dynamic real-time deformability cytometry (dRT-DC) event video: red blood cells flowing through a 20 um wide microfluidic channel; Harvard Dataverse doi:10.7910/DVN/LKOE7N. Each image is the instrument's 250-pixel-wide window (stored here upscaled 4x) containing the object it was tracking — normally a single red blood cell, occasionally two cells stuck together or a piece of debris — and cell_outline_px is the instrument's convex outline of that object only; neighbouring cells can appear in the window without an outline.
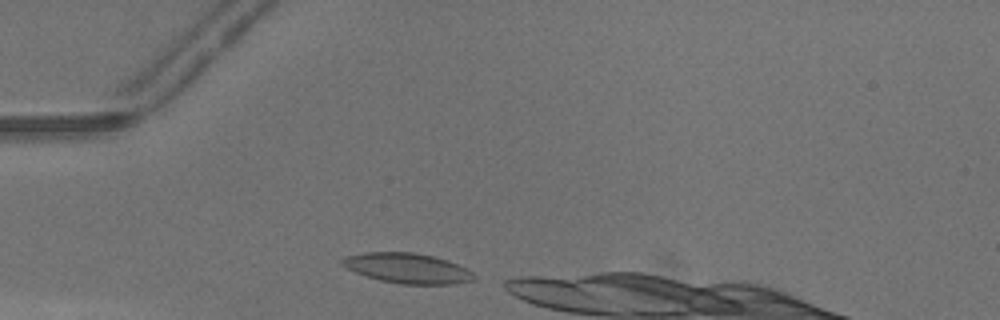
{"species": "common noctule bat (a hibernating species)", "species_latin": "Nyctalus noctula", "temperature_condition": "warm", "stored_images_in_passage": 8, "camera_frame_rate_fps": 3000, "um_per_image_px": 0.085, "animal": {"sex": "male", "body_mass_g": 13.3}, "frame": {"image": 1, "passage_image": 1, "time_ms": 0.0, "image_size_px": [1000, 320], "cell_outline_px": [[476, 276], [472, 280], [456, 284], [400, 284], [380, 280], [356, 272], [340, 264], [340, 260], [344, 256], [368, 252], [412, 252], [432, 256], [448, 260], [472, 272]], "centroid_in_image_um": [34.61, 22.79], "position_along_channel_um": 50.4, "area_um2": 22.95}}
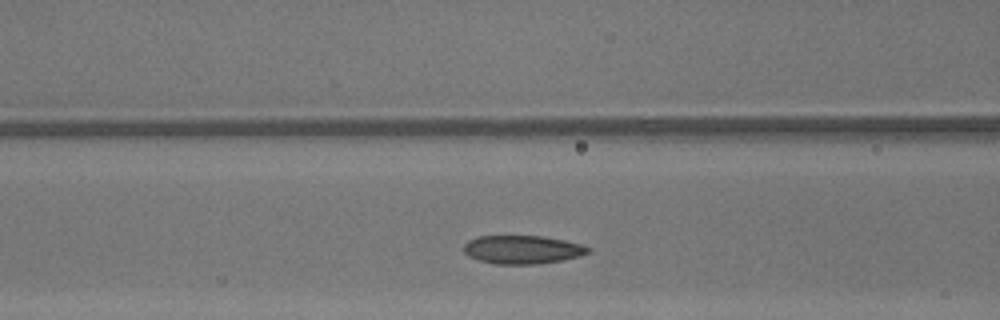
{"frame": {"image": 2, "passage_image": 7, "time_ms": 2.0, "image_size_px": [1000, 320], "cell_outline_px": [[592, 252], [580, 256], [564, 260], [540, 264], [496, 264], [476, 260], [468, 256], [464, 252], [464, 244], [468, 240], [480, 236], [544, 236], [584, 244], [592, 248]], "centroid_in_image_um": [44.46, 21.22], "position_along_channel_um": 122.1, "area_um2": 20.98}}